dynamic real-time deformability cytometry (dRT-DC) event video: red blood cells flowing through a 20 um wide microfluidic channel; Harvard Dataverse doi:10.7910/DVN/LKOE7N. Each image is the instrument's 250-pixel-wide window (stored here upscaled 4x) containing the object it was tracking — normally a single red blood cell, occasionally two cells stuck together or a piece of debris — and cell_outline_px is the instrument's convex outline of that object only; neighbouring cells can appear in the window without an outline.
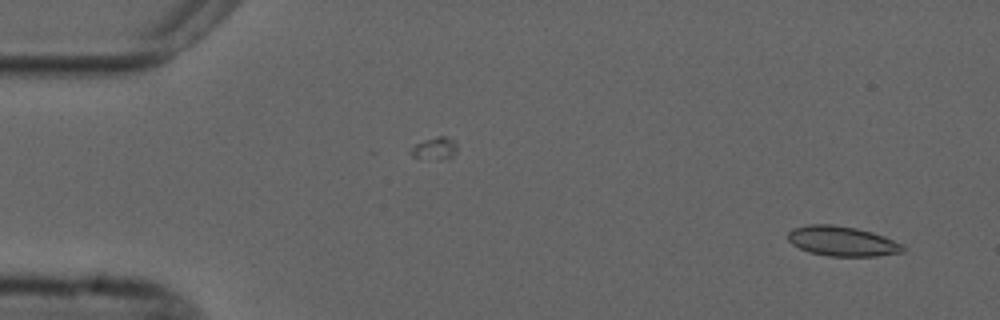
{"species": "common noctule bat (a hibernating species)", "species_latin": "Nyctalus noctula", "temperature_condition": "cold", "stored_images_in_passage": 4, "camera_frame_rate_fps": 3000, "um_per_image_px": 0.085, "animal": {"sex": "male", "forearm_length_mm": 52.5}, "frame": {"image": 1, "passage_image": 1, "time_ms": 0.0, "image_size_px": [1000, 320], "cell_outline_px": [[904, 252], [876, 256], [828, 256], [808, 252], [792, 244], [788, 240], [788, 232], [792, 228], [808, 224], [832, 224], [856, 228], [872, 232], [884, 236], [904, 244]], "centroid_in_image_um": [71.58, 20.5], "position_along_channel_um": 13.4, "area_um2": 20.17}}
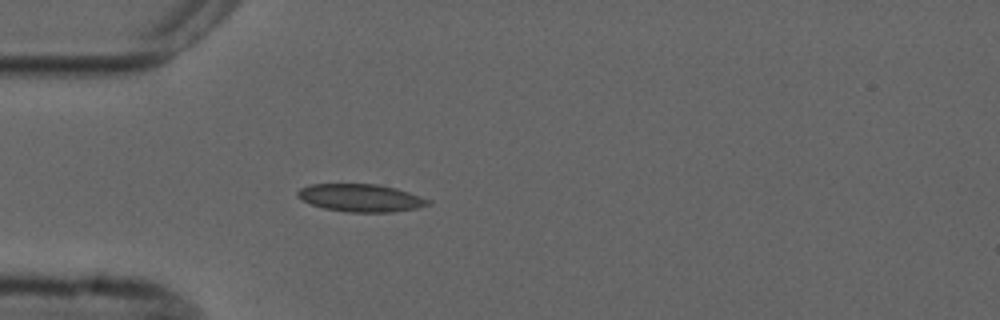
{"frame": {"image": 2, "passage_image": 4, "time_ms": 4.0, "image_size_px": [1000, 320], "cell_outline_px": [[432, 204], [416, 208], [392, 212], [348, 212], [324, 208], [300, 200], [296, 196], [296, 192], [300, 188], [308, 184], [376, 184], [396, 188], [432, 200]], "centroid_in_image_um": [30.65, 16.82], "position_along_channel_um": 54.4, "area_um2": 21.15}}